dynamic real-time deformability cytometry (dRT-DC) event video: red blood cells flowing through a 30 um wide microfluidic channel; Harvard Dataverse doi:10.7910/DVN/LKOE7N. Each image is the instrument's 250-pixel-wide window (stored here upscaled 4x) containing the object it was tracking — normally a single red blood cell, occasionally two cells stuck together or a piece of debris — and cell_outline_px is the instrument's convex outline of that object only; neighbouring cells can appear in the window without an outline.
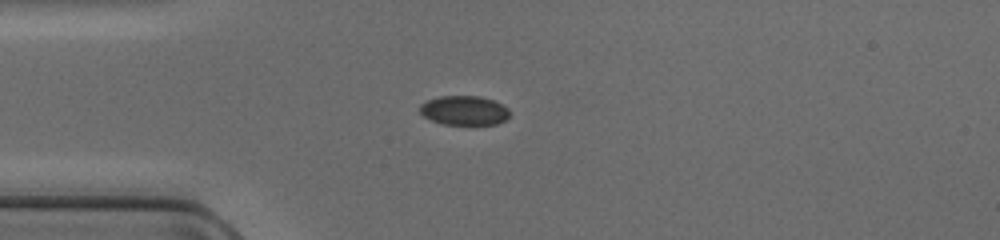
{"species": "common noctule bat (a hibernating species)", "species_latin": "Nyctalus noctula", "temperature_condition": "cold", "stored_images_in_passage": 36, "camera_frame_rate_fps": 3000, "um_per_image_px": 0.085, "animal": {"sex": "female", "body_mass_g": 17.0, "forearm_length_mm": 48.0}, "frame": {"image": 1, "passage_image": 1, "time_ms": 0.0, "image_size_px": [1000, 240], "cell_outline_px": [[508, 116], [504, 120], [496, 124], [444, 124], [432, 120], [424, 116], [420, 112], [420, 104], [428, 100], [440, 96], [480, 96], [492, 100], [508, 108]], "centroid_in_image_um": [39.43, 9.38], "position_along_channel_um": 45.6, "area_um2": 15.09}}
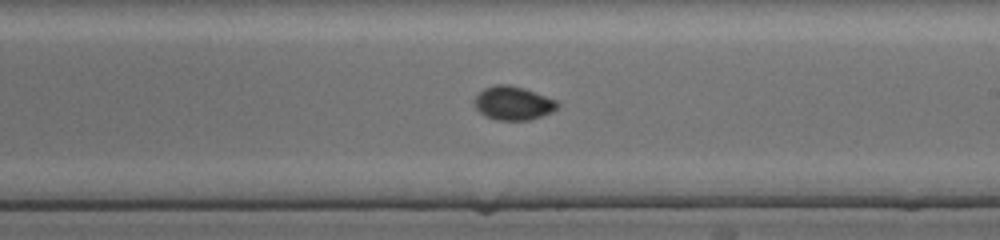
{"frame": {"image": 2, "passage_image": 16, "time_ms": 5.0, "image_size_px": [1000, 240], "cell_outline_px": [[560, 104], [552, 112], [528, 120], [496, 120], [484, 116], [476, 108], [476, 96], [484, 88], [496, 84], [508, 84], [524, 88], [556, 100]], "centroid_in_image_um": [43.62, 8.77], "position_along_channel_um": 245.4, "area_um2": 16.13}}
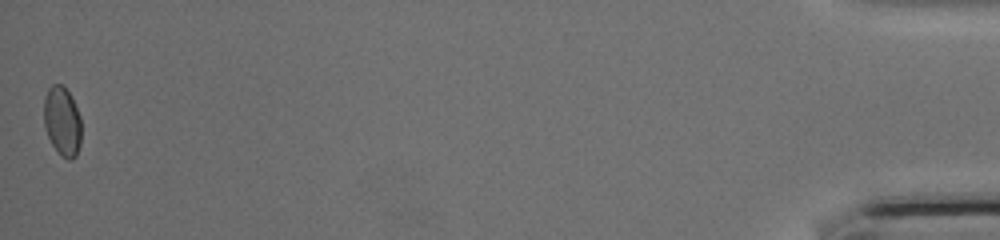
{"frame": {"image": 3, "passage_image": 36, "time_ms": 11.667, "image_size_px": [1000, 240], "cell_outline_px": [[80, 144], [76, 156], [72, 160], [68, 160], [60, 156], [52, 144], [48, 136], [44, 124], [44, 100], [48, 88], [52, 84], [64, 84], [80, 116]], "centroid_in_image_um": [5.28, 10.32], "position_along_channel_um": 429.9, "area_um2": 15.09}}